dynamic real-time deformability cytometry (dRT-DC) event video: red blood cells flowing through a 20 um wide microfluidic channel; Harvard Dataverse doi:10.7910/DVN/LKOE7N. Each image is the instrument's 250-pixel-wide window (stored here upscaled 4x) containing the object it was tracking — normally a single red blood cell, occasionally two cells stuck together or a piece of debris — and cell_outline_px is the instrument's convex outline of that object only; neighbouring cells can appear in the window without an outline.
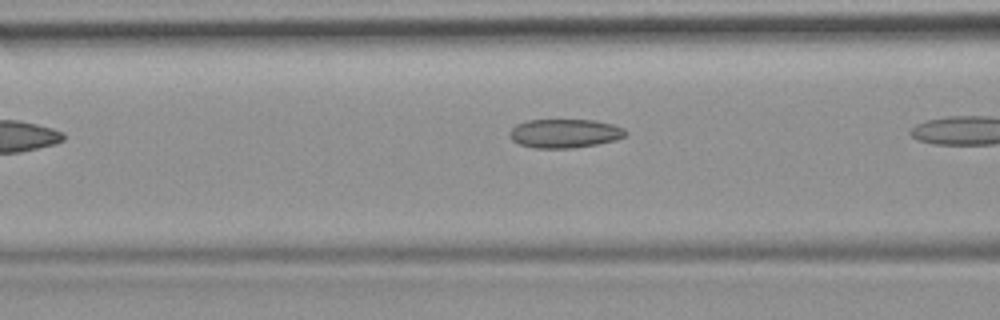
{"species": "common noctule bat (a hibernating species)", "species_latin": "Nyctalus noctula", "temperature_condition": "room temperature", "stored_images_in_passage": 6, "camera_frame_rate_fps": 3000, "um_per_image_px": 0.085, "animal": {"sex": "female", "body_mass_g": 19.9}, "frame": {"image": 1, "passage_image": 5, "time_ms": 1.333, "image_size_px": [1000, 320], "cell_outline_px": [[628, 132], [624, 136], [616, 140], [596, 144], [572, 148], [532, 148], [520, 144], [512, 140], [508, 136], [508, 132], [516, 124], [528, 120], [596, 120], [612, 124], [624, 128]], "centroid_in_image_um": [47.98, 11.34], "position_along_channel_um": 118.6, "area_um2": 19.59}}